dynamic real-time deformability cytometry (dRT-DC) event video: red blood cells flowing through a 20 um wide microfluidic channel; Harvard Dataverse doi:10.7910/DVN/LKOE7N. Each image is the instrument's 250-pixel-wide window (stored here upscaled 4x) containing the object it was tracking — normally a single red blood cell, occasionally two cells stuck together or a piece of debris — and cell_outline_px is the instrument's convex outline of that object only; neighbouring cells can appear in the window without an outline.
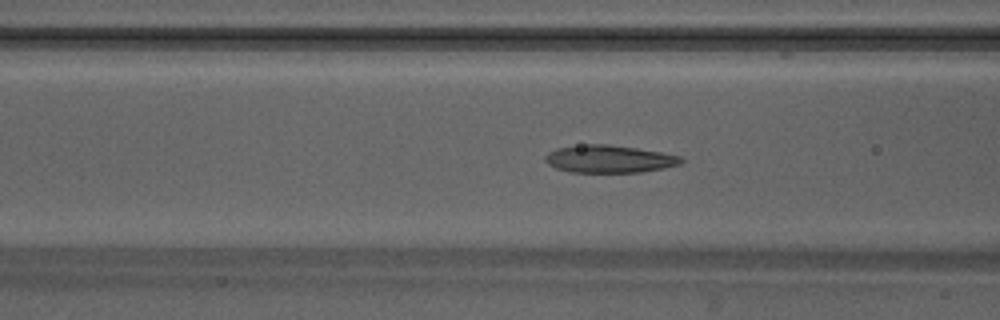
{"species": "Egyptian fruit bat (a non-hibernating species)", "species_latin": "Rousettus aegyptiacus", "temperature_condition": "warm", "stored_images_in_passage": 39, "camera_frame_rate_fps": 3000, "um_per_image_px": 0.085, "animal": {"sex": "male"}, "frame": {"image": 1, "passage_image": 9, "time_ms": 2.667, "image_size_px": [1000, 320], "cell_outline_px": [[684, 160], [680, 164], [664, 168], [640, 172], [568, 172], [556, 168], [548, 164], [544, 160], [544, 156], [548, 152], [556, 148], [588, 144], [608, 144], [636, 148], [660, 152], [680, 156]], "centroid_in_image_um": [51.75, 13.51], "position_along_channel_um": 114.8, "area_um2": 21.79}}
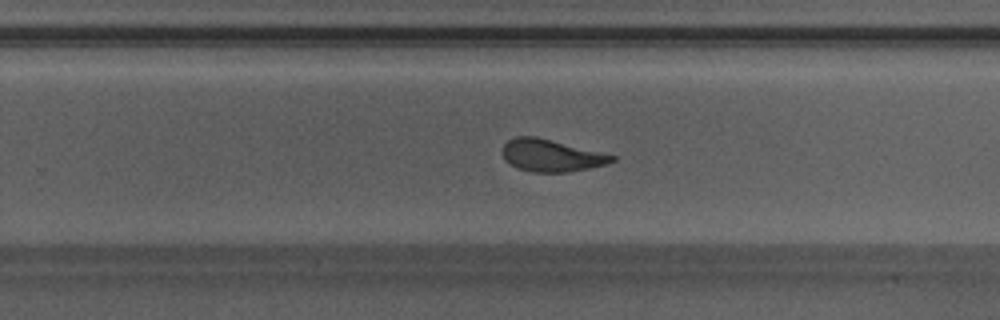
{"frame": {"image": 2, "passage_image": 21, "time_ms": 6.667, "image_size_px": [1000, 320], "cell_outline_px": [[616, 160], [604, 164], [588, 168], [568, 172], [532, 172], [516, 168], [504, 160], [504, 144], [508, 140], [516, 136], [536, 136], [616, 156]], "centroid_in_image_um": [46.82, 13.22], "position_along_channel_um": 283.0, "area_um2": 20.29}}
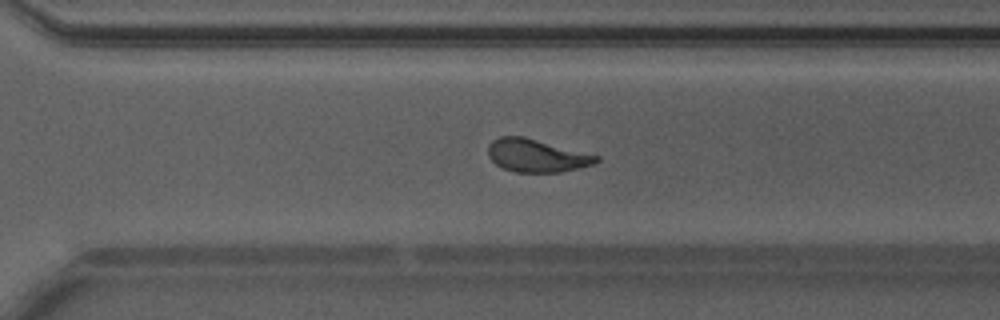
{"frame": {"image": 3, "passage_image": 24, "time_ms": 7.667, "image_size_px": [1000, 320], "cell_outline_px": [[600, 160], [592, 164], [560, 172], [516, 172], [504, 168], [496, 164], [488, 156], [488, 144], [492, 140], [500, 136], [524, 136], [600, 156]], "centroid_in_image_um": [45.58, 13.21], "position_along_channel_um": 325.0, "area_um2": 20.63}, "authors_computed_cell_mechanics": {"area_um2": 20.9814, "velocity_mm_per_s": 4.2095, "shape_relaxation_time_tau1_ms": 3.2114, "shape_relaxation_time_tau2_ms": 0.9184, "deformation_change_tau1": 0.173, "deformation_change_tau2": 0.091}}